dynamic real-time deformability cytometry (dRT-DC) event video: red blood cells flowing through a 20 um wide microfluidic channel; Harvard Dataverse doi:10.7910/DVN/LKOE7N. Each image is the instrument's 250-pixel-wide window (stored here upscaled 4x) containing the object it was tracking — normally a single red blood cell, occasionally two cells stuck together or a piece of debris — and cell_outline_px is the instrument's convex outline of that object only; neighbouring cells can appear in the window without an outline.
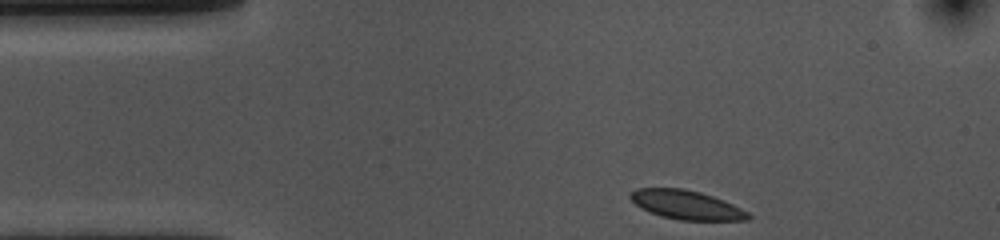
{"species": "common noctule bat (a hibernating species)", "species_latin": "Nyctalus noctula", "temperature_condition": "cold", "stored_images_in_passage": 36, "camera_frame_rate_fps": 3000, "um_per_image_px": 0.085, "animal": {"sex": "female", "body_mass_g": 10.0, "forearm_length_mm": 53.1}, "frame": {"image": 1, "passage_image": 1, "time_ms": 0.0, "image_size_px": [1000, 240], "cell_outline_px": [[752, 216], [748, 220], [680, 220], [660, 216], [636, 204], [628, 196], [636, 188], [684, 188], [700, 192], [724, 200], [748, 212]], "centroid_in_image_um": [58.37, 17.41], "position_along_channel_um": 26.6, "area_um2": 19.71}}
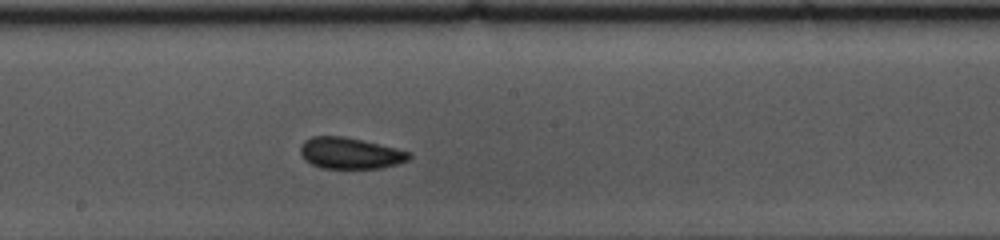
{"frame": {"image": 2, "passage_image": 21, "time_ms": 6.667, "image_size_px": [1000, 240], "cell_outline_px": [[412, 156], [408, 160], [396, 164], [380, 168], [320, 168], [304, 160], [300, 152], [300, 148], [304, 140], [312, 136], [344, 136], [396, 148], [412, 152]], "centroid_in_image_um": [29.75, 13.02], "position_along_channel_um": 218.4, "area_um2": 19.83}}
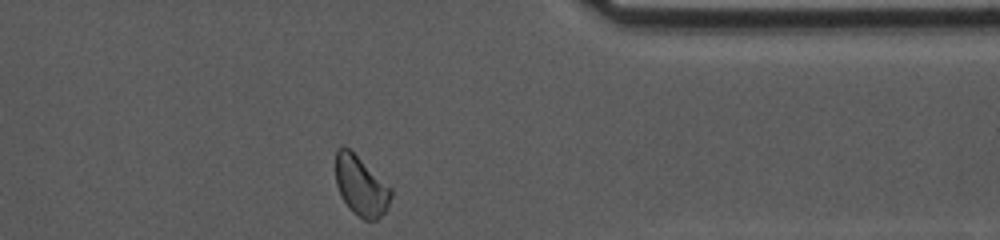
{"frame": {"image": 3, "passage_image": 36, "time_ms": 11.667, "image_size_px": [1000, 240], "cell_outline_px": [[392, 196], [388, 208], [376, 220], [364, 220], [352, 212], [348, 208], [336, 184], [336, 148], [344, 144], [392, 188]], "centroid_in_image_um": [30.68, 15.81], "position_along_channel_um": 380.7, "area_um2": 19.25}, "authors_computed_cell_mechanics": {"area_um2": 19.652, "velocity_mm_per_s": 3.5567, "shape_relaxation_time_tau1_ms": 10.4002, "shape_relaxation_time_tau2_ms": 2.1553, "deformation_change_tau1": 0.1174, "deformation_change_tau2": 0.0513}}